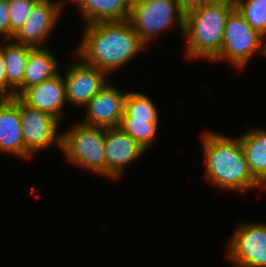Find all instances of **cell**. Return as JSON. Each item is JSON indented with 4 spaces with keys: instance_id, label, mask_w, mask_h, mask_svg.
Masks as SVG:
<instances>
[{
    "instance_id": "1",
    "label": "cell",
    "mask_w": 266,
    "mask_h": 267,
    "mask_svg": "<svg viewBox=\"0 0 266 267\" xmlns=\"http://www.w3.org/2000/svg\"><path fill=\"white\" fill-rule=\"evenodd\" d=\"M74 53L107 75L146 49L129 20L86 24Z\"/></svg>"
},
{
    "instance_id": "2",
    "label": "cell",
    "mask_w": 266,
    "mask_h": 267,
    "mask_svg": "<svg viewBox=\"0 0 266 267\" xmlns=\"http://www.w3.org/2000/svg\"><path fill=\"white\" fill-rule=\"evenodd\" d=\"M200 136L207 181L229 192L247 193L253 188H265L252 175L239 137L230 138L214 130H205Z\"/></svg>"
},
{
    "instance_id": "3",
    "label": "cell",
    "mask_w": 266,
    "mask_h": 267,
    "mask_svg": "<svg viewBox=\"0 0 266 267\" xmlns=\"http://www.w3.org/2000/svg\"><path fill=\"white\" fill-rule=\"evenodd\" d=\"M234 8V3H208L185 13L182 39L187 61L210 62L220 52L226 20Z\"/></svg>"
},
{
    "instance_id": "4",
    "label": "cell",
    "mask_w": 266,
    "mask_h": 267,
    "mask_svg": "<svg viewBox=\"0 0 266 267\" xmlns=\"http://www.w3.org/2000/svg\"><path fill=\"white\" fill-rule=\"evenodd\" d=\"M61 134L60 150L68 163L106 177L105 128L74 122Z\"/></svg>"
},
{
    "instance_id": "5",
    "label": "cell",
    "mask_w": 266,
    "mask_h": 267,
    "mask_svg": "<svg viewBox=\"0 0 266 267\" xmlns=\"http://www.w3.org/2000/svg\"><path fill=\"white\" fill-rule=\"evenodd\" d=\"M255 54L266 57V38L234 8L226 20L220 52L210 62L227 60L241 71Z\"/></svg>"
},
{
    "instance_id": "6",
    "label": "cell",
    "mask_w": 266,
    "mask_h": 267,
    "mask_svg": "<svg viewBox=\"0 0 266 267\" xmlns=\"http://www.w3.org/2000/svg\"><path fill=\"white\" fill-rule=\"evenodd\" d=\"M185 13L176 0H132L129 22L140 37L148 44L163 31L179 24L183 34Z\"/></svg>"
},
{
    "instance_id": "7",
    "label": "cell",
    "mask_w": 266,
    "mask_h": 267,
    "mask_svg": "<svg viewBox=\"0 0 266 267\" xmlns=\"http://www.w3.org/2000/svg\"><path fill=\"white\" fill-rule=\"evenodd\" d=\"M226 243V258L235 267H266V222L237 225Z\"/></svg>"
},
{
    "instance_id": "8",
    "label": "cell",
    "mask_w": 266,
    "mask_h": 267,
    "mask_svg": "<svg viewBox=\"0 0 266 267\" xmlns=\"http://www.w3.org/2000/svg\"><path fill=\"white\" fill-rule=\"evenodd\" d=\"M20 116L24 145L32 156L55 143L61 149L62 134L57 132L60 121L46 112L24 104L21 100Z\"/></svg>"
},
{
    "instance_id": "9",
    "label": "cell",
    "mask_w": 266,
    "mask_h": 267,
    "mask_svg": "<svg viewBox=\"0 0 266 267\" xmlns=\"http://www.w3.org/2000/svg\"><path fill=\"white\" fill-rule=\"evenodd\" d=\"M64 0H39L32 7L31 13L24 25L14 34L15 43L30 47H44L48 37L57 26L62 11Z\"/></svg>"
},
{
    "instance_id": "10",
    "label": "cell",
    "mask_w": 266,
    "mask_h": 267,
    "mask_svg": "<svg viewBox=\"0 0 266 267\" xmlns=\"http://www.w3.org/2000/svg\"><path fill=\"white\" fill-rule=\"evenodd\" d=\"M75 62L70 63L63 79L66 100L71 106L84 107L109 82L108 75L97 67L86 64L74 54Z\"/></svg>"
},
{
    "instance_id": "11",
    "label": "cell",
    "mask_w": 266,
    "mask_h": 267,
    "mask_svg": "<svg viewBox=\"0 0 266 267\" xmlns=\"http://www.w3.org/2000/svg\"><path fill=\"white\" fill-rule=\"evenodd\" d=\"M128 91L122 92L115 85L106 83L103 88L84 106L85 120L81 124L92 127L117 128L124 114Z\"/></svg>"
},
{
    "instance_id": "12",
    "label": "cell",
    "mask_w": 266,
    "mask_h": 267,
    "mask_svg": "<svg viewBox=\"0 0 266 267\" xmlns=\"http://www.w3.org/2000/svg\"><path fill=\"white\" fill-rule=\"evenodd\" d=\"M146 152L119 127L105 128L106 178L120 180L124 170Z\"/></svg>"
},
{
    "instance_id": "13",
    "label": "cell",
    "mask_w": 266,
    "mask_h": 267,
    "mask_svg": "<svg viewBox=\"0 0 266 267\" xmlns=\"http://www.w3.org/2000/svg\"><path fill=\"white\" fill-rule=\"evenodd\" d=\"M0 153L17 156L23 161L33 157L24 145L20 99L16 96L0 98Z\"/></svg>"
},
{
    "instance_id": "14",
    "label": "cell",
    "mask_w": 266,
    "mask_h": 267,
    "mask_svg": "<svg viewBox=\"0 0 266 267\" xmlns=\"http://www.w3.org/2000/svg\"><path fill=\"white\" fill-rule=\"evenodd\" d=\"M59 73L54 78L26 88L18 98L26 105L46 112L62 122L67 105L64 79Z\"/></svg>"
},
{
    "instance_id": "15",
    "label": "cell",
    "mask_w": 266,
    "mask_h": 267,
    "mask_svg": "<svg viewBox=\"0 0 266 267\" xmlns=\"http://www.w3.org/2000/svg\"><path fill=\"white\" fill-rule=\"evenodd\" d=\"M72 1V0H71ZM132 0H73L86 24L129 20Z\"/></svg>"
},
{
    "instance_id": "16",
    "label": "cell",
    "mask_w": 266,
    "mask_h": 267,
    "mask_svg": "<svg viewBox=\"0 0 266 267\" xmlns=\"http://www.w3.org/2000/svg\"><path fill=\"white\" fill-rule=\"evenodd\" d=\"M33 47L15 43L12 39L3 40V56L8 80V98L22 93V81L29 52Z\"/></svg>"
},
{
    "instance_id": "17",
    "label": "cell",
    "mask_w": 266,
    "mask_h": 267,
    "mask_svg": "<svg viewBox=\"0 0 266 267\" xmlns=\"http://www.w3.org/2000/svg\"><path fill=\"white\" fill-rule=\"evenodd\" d=\"M55 57L46 47H36L30 50L22 81V92L60 73L58 71L60 66Z\"/></svg>"
},
{
    "instance_id": "18",
    "label": "cell",
    "mask_w": 266,
    "mask_h": 267,
    "mask_svg": "<svg viewBox=\"0 0 266 267\" xmlns=\"http://www.w3.org/2000/svg\"><path fill=\"white\" fill-rule=\"evenodd\" d=\"M238 137L252 175L266 188V129H251Z\"/></svg>"
},
{
    "instance_id": "19",
    "label": "cell",
    "mask_w": 266,
    "mask_h": 267,
    "mask_svg": "<svg viewBox=\"0 0 266 267\" xmlns=\"http://www.w3.org/2000/svg\"><path fill=\"white\" fill-rule=\"evenodd\" d=\"M149 97L139 91H128L122 117H133L134 119L148 120V123H159L157 106Z\"/></svg>"
},
{
    "instance_id": "20",
    "label": "cell",
    "mask_w": 266,
    "mask_h": 267,
    "mask_svg": "<svg viewBox=\"0 0 266 267\" xmlns=\"http://www.w3.org/2000/svg\"><path fill=\"white\" fill-rule=\"evenodd\" d=\"M158 124L133 117H122L119 128L148 151L156 141Z\"/></svg>"
},
{
    "instance_id": "21",
    "label": "cell",
    "mask_w": 266,
    "mask_h": 267,
    "mask_svg": "<svg viewBox=\"0 0 266 267\" xmlns=\"http://www.w3.org/2000/svg\"><path fill=\"white\" fill-rule=\"evenodd\" d=\"M234 7L254 30L266 38V0H235Z\"/></svg>"
},
{
    "instance_id": "22",
    "label": "cell",
    "mask_w": 266,
    "mask_h": 267,
    "mask_svg": "<svg viewBox=\"0 0 266 267\" xmlns=\"http://www.w3.org/2000/svg\"><path fill=\"white\" fill-rule=\"evenodd\" d=\"M37 1L39 0H15L9 2L10 39L24 25Z\"/></svg>"
},
{
    "instance_id": "23",
    "label": "cell",
    "mask_w": 266,
    "mask_h": 267,
    "mask_svg": "<svg viewBox=\"0 0 266 267\" xmlns=\"http://www.w3.org/2000/svg\"><path fill=\"white\" fill-rule=\"evenodd\" d=\"M9 2L0 0V37L10 39V19L8 15Z\"/></svg>"
},
{
    "instance_id": "24",
    "label": "cell",
    "mask_w": 266,
    "mask_h": 267,
    "mask_svg": "<svg viewBox=\"0 0 266 267\" xmlns=\"http://www.w3.org/2000/svg\"><path fill=\"white\" fill-rule=\"evenodd\" d=\"M0 42V98H8V80L3 56V39Z\"/></svg>"
},
{
    "instance_id": "25",
    "label": "cell",
    "mask_w": 266,
    "mask_h": 267,
    "mask_svg": "<svg viewBox=\"0 0 266 267\" xmlns=\"http://www.w3.org/2000/svg\"><path fill=\"white\" fill-rule=\"evenodd\" d=\"M180 9L187 13L206 4V0H176Z\"/></svg>"
},
{
    "instance_id": "26",
    "label": "cell",
    "mask_w": 266,
    "mask_h": 267,
    "mask_svg": "<svg viewBox=\"0 0 266 267\" xmlns=\"http://www.w3.org/2000/svg\"><path fill=\"white\" fill-rule=\"evenodd\" d=\"M235 0H206V4L208 3H234Z\"/></svg>"
}]
</instances>
